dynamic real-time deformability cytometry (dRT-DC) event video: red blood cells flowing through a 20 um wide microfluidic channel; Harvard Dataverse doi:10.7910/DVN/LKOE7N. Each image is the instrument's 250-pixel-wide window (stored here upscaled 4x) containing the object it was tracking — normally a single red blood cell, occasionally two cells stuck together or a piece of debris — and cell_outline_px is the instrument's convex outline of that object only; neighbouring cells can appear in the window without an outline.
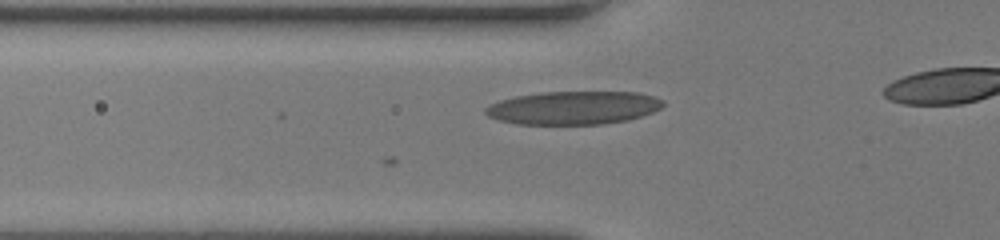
{"species": "human", "species_latin": "Homo sapiens", "temperature_condition": "room temperature", "stored_images_in_passage": 32, "camera_frame_rate_fps": 3000, "um_per_image_px": 0.085, "donor": {"sex": "female"}, "frame": {"image": 1, "passage_image": 8, "time_ms": 2.333, "image_size_px": [1000, 240], "cell_outline_px": [[664, 104], [660, 108], [652, 112], [628, 120], [604, 124], [516, 124], [500, 120], [488, 116], [484, 112], [484, 108], [488, 104], [500, 100], [516, 96], [540, 92], [640, 92], [656, 96], [664, 100]], "centroid_in_image_um": [48.75, 9.15], "position_along_channel_um": 77.1, "area_um2": 34.62}}
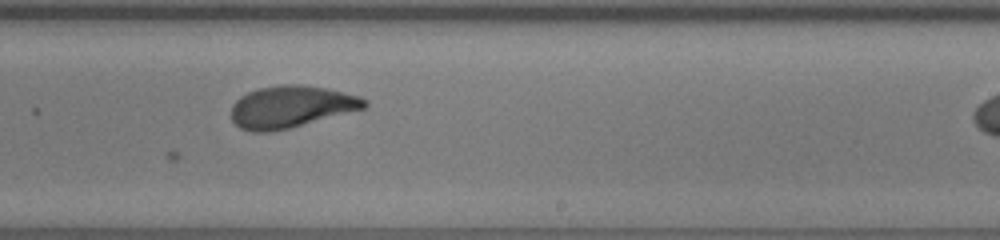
{"frame": {"image": 2, "passage_image": 22, "time_ms": 7.0, "image_size_px": [1000, 240], "cell_outline_px": [[368, 104], [364, 108], [288, 128], [272, 132], [252, 132], [240, 128], [232, 120], [232, 104], [240, 96], [248, 92], [260, 88], [284, 84], [300, 84], [324, 88], [360, 96], [368, 100]], "centroid_in_image_um": [24.71, 9.07], "position_along_channel_um": 264.3, "area_um2": 32.25}}
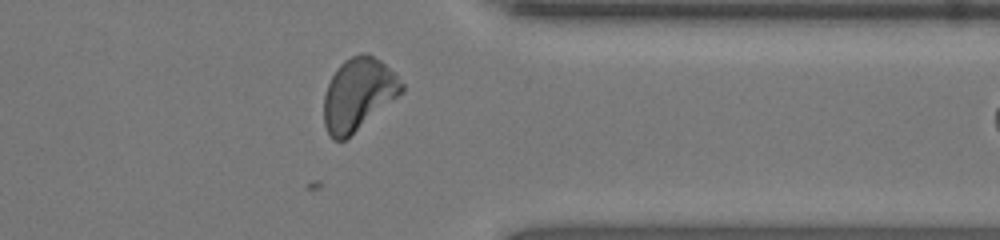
{"frame": {"image": 3, "passage_image": 31, "time_ms": 10.0, "image_size_px": [1000, 240], "cell_outline_px": [[404, 92], [344, 140], [332, 140], [324, 124], [324, 96], [328, 84], [336, 68], [344, 60], [360, 52], [364, 52], [380, 60], [404, 84]], "centroid_in_image_um": [30.44, 8.0], "position_along_channel_um": 381.0, "area_um2": 32.43}}